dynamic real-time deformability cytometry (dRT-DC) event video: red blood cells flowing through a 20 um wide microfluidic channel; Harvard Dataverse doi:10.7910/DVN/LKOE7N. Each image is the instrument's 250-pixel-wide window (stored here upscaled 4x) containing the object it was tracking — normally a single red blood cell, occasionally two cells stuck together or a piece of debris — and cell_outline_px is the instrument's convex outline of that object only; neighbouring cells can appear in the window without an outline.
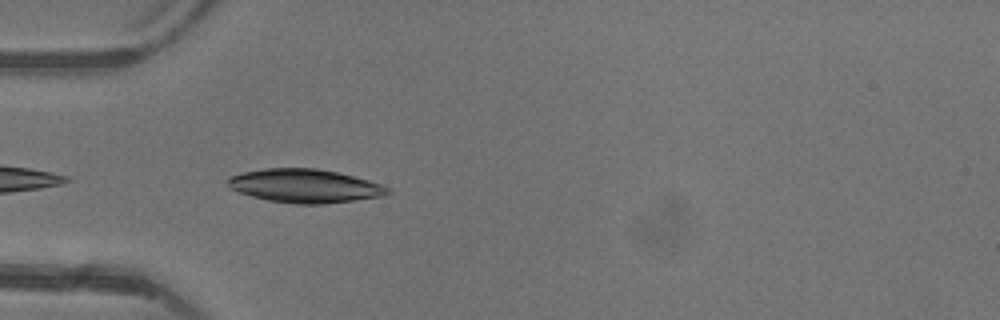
{"species": "common noctule bat (a hibernating species)", "species_latin": "Nyctalus noctula", "temperature_condition": "warm", "stored_images_in_passage": 2, "camera_frame_rate_fps": 3000, "um_per_image_px": 0.085, "animal": {"sex": "female"}, "frame": {"image": 1, "passage_image": 2, "time_ms": 1.0, "image_size_px": [1000, 320], "cell_outline_px": [[392, 192], [384, 196], [324, 204], [296, 204], [268, 200], [252, 196], [240, 192], [232, 188], [228, 184], [228, 176], [244, 172], [264, 168], [316, 168], [340, 172], [368, 180], [380, 184], [388, 188]], "centroid_in_image_um": [25.93, 15.79], "position_along_channel_um": 59.1, "area_um2": 31.21}}